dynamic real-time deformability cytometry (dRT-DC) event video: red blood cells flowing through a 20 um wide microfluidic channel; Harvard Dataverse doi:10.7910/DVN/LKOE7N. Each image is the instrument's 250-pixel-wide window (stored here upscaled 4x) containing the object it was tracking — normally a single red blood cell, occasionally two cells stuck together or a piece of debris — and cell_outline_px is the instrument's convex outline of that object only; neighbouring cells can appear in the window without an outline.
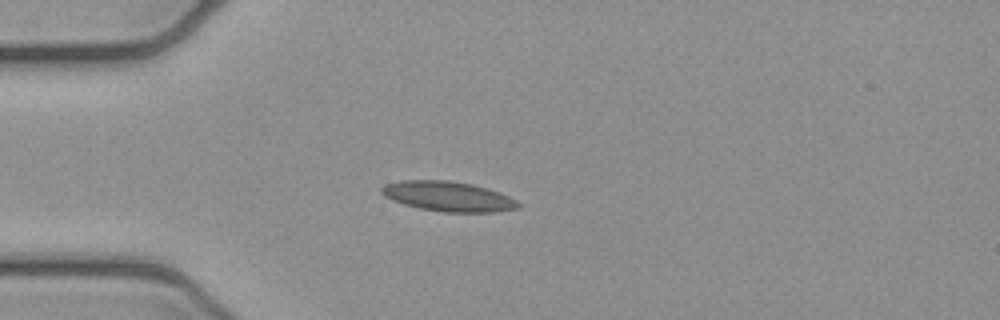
{"species": "common noctule bat (a hibernating species)", "species_latin": "Nyctalus noctula", "temperature_condition": "cold", "stored_images_in_passage": 2, "camera_frame_rate_fps": 3000, "um_per_image_px": 0.085, "animal": {"sex": "female", "body_mass_g": 21.9}, "frame": {"image": 1, "passage_image": 2, "time_ms": 0.333, "image_size_px": [1000, 320], "cell_outline_px": [[520, 208], [496, 212], [444, 212], [420, 208], [404, 204], [392, 200], [384, 196], [380, 192], [380, 188], [384, 184], [400, 180], [448, 180], [472, 184], [488, 188], [500, 192], [516, 200], [520, 204]], "centroid_in_image_um": [38.09, 16.69], "position_along_channel_um": 46.9, "area_um2": 23.99}}